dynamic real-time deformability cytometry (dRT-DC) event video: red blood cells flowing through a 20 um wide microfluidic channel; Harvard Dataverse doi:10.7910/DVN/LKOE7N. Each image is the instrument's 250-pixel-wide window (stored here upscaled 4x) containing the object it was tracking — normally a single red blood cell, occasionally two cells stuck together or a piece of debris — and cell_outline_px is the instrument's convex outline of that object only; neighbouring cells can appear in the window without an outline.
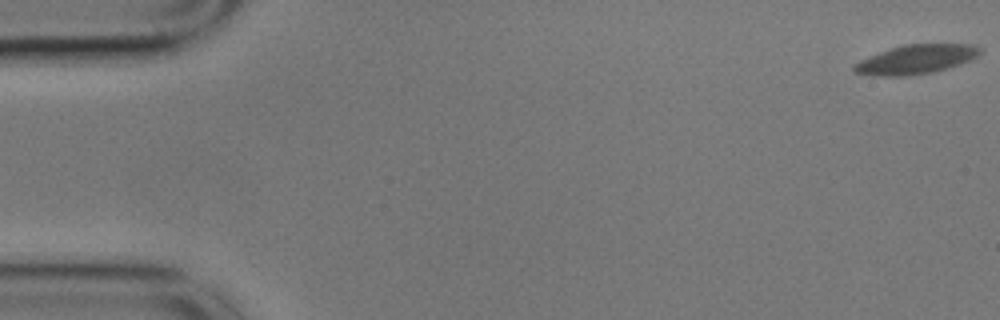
{"species": "common noctule bat (a hibernating species)", "species_latin": "Nyctalus noctula", "temperature_condition": "cold", "stored_images_in_passage": 17, "camera_frame_rate_fps": 3000, "um_per_image_px": 0.085, "animal": {"sex": "male", "body_mass_g": 17.9}, "frame": {"image": 1, "passage_image": 1, "time_ms": 0.0, "image_size_px": [1000, 320], "cell_outline_px": [[980, 52], [976, 56], [960, 64], [948, 68], [932, 72], [908, 76], [872, 76], [856, 72], [852, 68], [860, 60], [868, 56], [904, 44], [972, 44], [980, 48]], "centroid_in_image_um": [77.84, 5.05], "position_along_channel_um": 7.2, "area_um2": 21.15}}
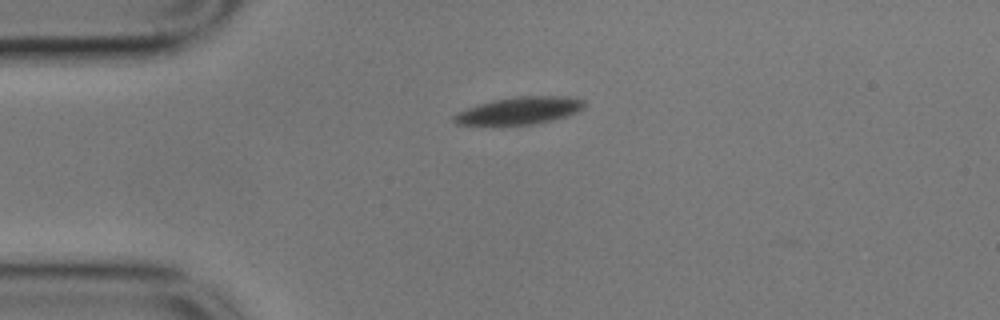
{"frame": {"image": 2, "passage_image": 14, "time_ms": 4.333, "image_size_px": [1000, 320], "cell_outline_px": [[588, 104], [584, 108], [568, 116], [552, 120], [532, 124], [456, 124], [452, 120], [452, 116], [456, 112], [476, 104], [492, 100], [516, 96], [568, 96], [584, 100]], "centroid_in_image_um": [44.17, 9.38], "position_along_channel_um": 40.8, "area_um2": 20.87}}